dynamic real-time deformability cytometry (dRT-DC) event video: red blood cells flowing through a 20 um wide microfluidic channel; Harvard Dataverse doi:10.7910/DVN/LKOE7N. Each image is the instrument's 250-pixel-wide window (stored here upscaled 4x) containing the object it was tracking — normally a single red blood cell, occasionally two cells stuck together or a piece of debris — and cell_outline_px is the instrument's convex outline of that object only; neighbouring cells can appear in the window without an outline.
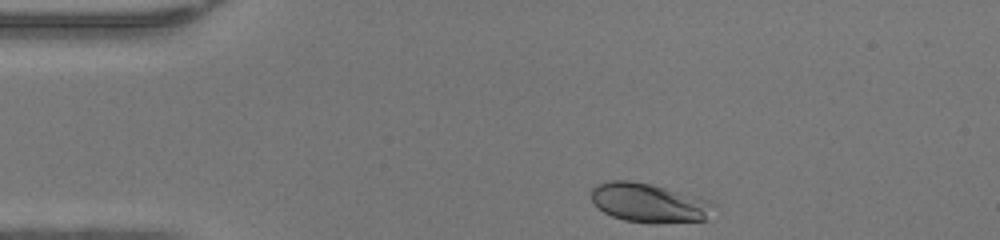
{"species": "human", "species_latin": "Homo sapiens", "temperature_condition": "warm", "stored_images_in_passage": 32, "camera_frame_rate_fps": 3000, "um_per_image_px": 0.085, "donor": {"sex": "female"}, "frame": {"image": 1, "passage_image": 1, "time_ms": 0.0, "image_size_px": [1000, 240], "cell_outline_px": [[716, 204], [708, 220], [624, 220], [612, 216], [604, 212], [592, 200], [592, 188], [596, 184], [608, 180], [628, 180], [652, 184], [712, 200]], "centroid_in_image_um": [55.18, 17.17], "position_along_channel_um": 29.8, "area_um2": 27.11}}
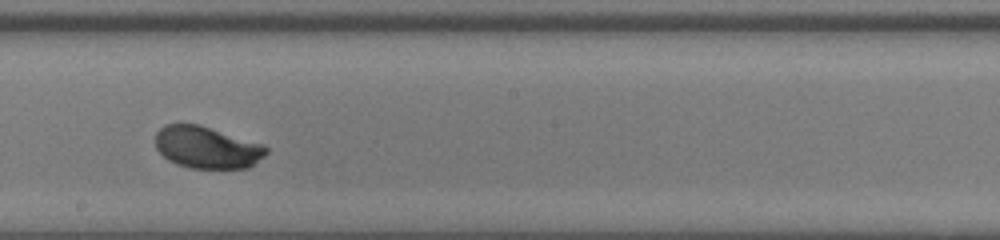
{"frame": {"image": 2, "passage_image": 19, "time_ms": 6.0, "image_size_px": [1000, 240], "cell_outline_px": [[268, 152], [264, 156], [248, 168], [188, 168], [176, 164], [168, 160], [156, 148], [156, 132], [164, 124], [200, 124], [264, 144], [268, 148]], "centroid_in_image_um": [17.59, 12.52], "position_along_channel_um": 230.6, "area_um2": 27.28}}
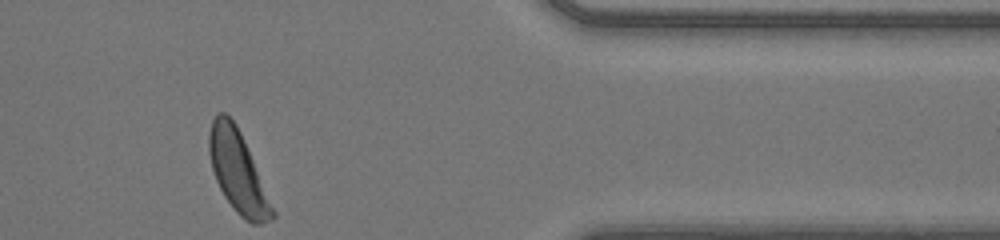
{"frame": {"image": 3, "passage_image": 32, "time_ms": 10.333, "image_size_px": [1000, 240], "cell_outline_px": [[276, 216], [272, 220], [260, 224], [252, 224], [244, 220], [232, 208], [224, 196], [216, 180], [212, 168], [208, 152], [208, 132], [212, 120], [216, 112], [224, 112], [236, 124], [240, 132], [276, 212]], "centroid_in_image_um": [20.2, 14.62], "position_along_channel_um": 391.2, "area_um2": 29.94}, "authors_computed_cell_mechanics": {"area_um2": 27.3972, "velocity_mm_per_s": 4.2963, "shape_relaxation_time_tau1_ms": 3.4963, "shape_relaxation_time_tau2_ms": null, "deformation_change_tau1": 0.1742, "deformation_change_tau2": null}}